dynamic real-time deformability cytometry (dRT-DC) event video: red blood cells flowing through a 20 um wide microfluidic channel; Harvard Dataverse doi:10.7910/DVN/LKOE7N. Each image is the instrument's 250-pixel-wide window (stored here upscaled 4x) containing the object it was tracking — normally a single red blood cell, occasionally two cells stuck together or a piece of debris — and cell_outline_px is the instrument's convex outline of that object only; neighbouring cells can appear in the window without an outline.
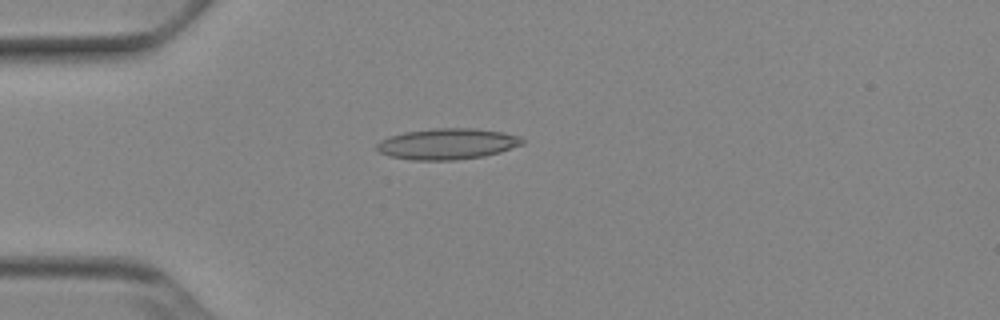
{"species": "Egyptian fruit bat (a non-hibernating species)", "species_latin": "Rousettus aegyptiacus", "temperature_condition": "cold", "stored_images_in_passage": 52, "camera_frame_rate_fps": 3000, "um_per_image_px": 0.085, "animal": {"sex": "female"}, "frame": {"image": 1, "passage_image": 14, "time_ms": 4.333, "image_size_px": [1000, 320], "cell_outline_px": [[524, 144], [500, 152], [484, 156], [456, 160], [412, 160], [388, 156], [380, 152], [376, 148], [376, 144], [380, 140], [388, 136], [404, 132], [436, 128], [476, 128], [504, 132], [520, 136], [524, 140]], "centroid_in_image_um": [38.03, 12.23], "position_along_channel_um": 47.0, "area_um2": 26.53}}
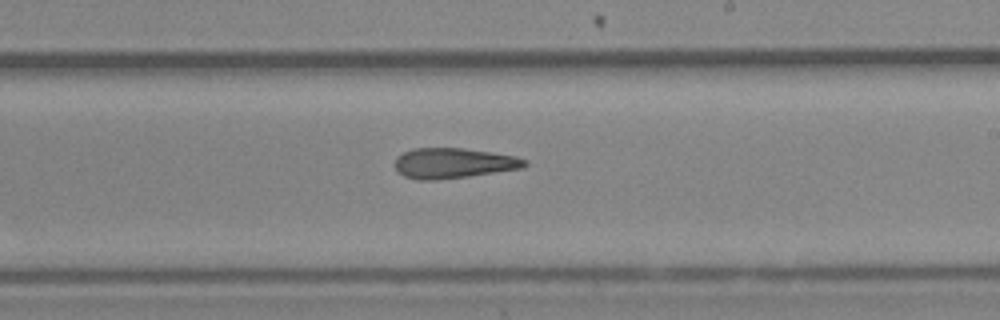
{"frame": {"image": 2, "passage_image": 31, "time_ms": 10.0, "image_size_px": [1000, 320], "cell_outline_px": [[528, 164], [524, 168], [468, 176], [436, 180], [416, 180], [404, 176], [396, 172], [392, 164], [396, 156], [412, 148], [460, 148], [516, 156], [528, 160]], "centroid_in_image_um": [38.48, 13.87], "position_along_channel_um": 250.5, "area_um2": 23.18}}
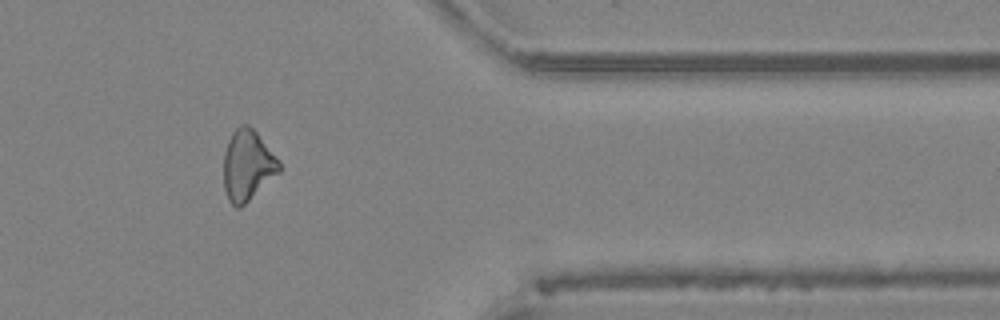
{"frame": {"image": 3, "passage_image": 43, "time_ms": 14.0, "image_size_px": [1000, 320], "cell_outline_px": [[280, 172], [240, 208], [236, 208], [228, 200], [224, 188], [224, 152], [228, 140], [232, 132], [240, 124], [248, 124], [256, 132], [280, 160]], "centroid_in_image_um": [21.04, 14.05], "position_along_channel_um": 390.4, "area_um2": 22.89}, "authors_computed_cell_mechanics": {"area_um2": 23.6402, "velocity_mm_per_s": 3.9145, "shape_relaxation_time_tau1_ms": null, "shape_relaxation_time_tau2_ms": 5.1891, "deformation_change_tau1": null, "deformation_change_tau2": 0.1606}}